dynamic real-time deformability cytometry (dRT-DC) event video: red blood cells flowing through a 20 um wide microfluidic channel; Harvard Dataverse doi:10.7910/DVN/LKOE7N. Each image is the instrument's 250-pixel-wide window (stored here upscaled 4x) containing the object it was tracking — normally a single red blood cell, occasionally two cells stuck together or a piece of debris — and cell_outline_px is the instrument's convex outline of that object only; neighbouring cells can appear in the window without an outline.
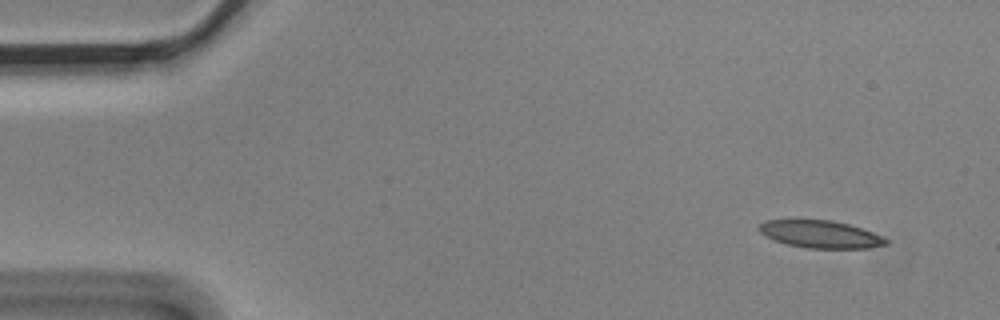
{"species": "Egyptian fruit bat (a non-hibernating species)", "species_latin": "Rousettus aegyptiacus", "temperature_condition": "cold", "stored_images_in_passage": 8, "camera_frame_rate_fps": 3000, "um_per_image_px": 0.085, "animal": {"sex": "male"}, "frame": {"image": 1, "passage_image": 1, "time_ms": 0.0, "image_size_px": [1000, 320], "cell_outline_px": [[888, 244], [868, 248], [804, 248], [784, 244], [760, 232], [760, 224], [768, 220], [792, 216], [832, 220], [848, 224], [872, 232], [888, 240]], "centroid_in_image_um": [69.67, 19.86], "position_along_channel_um": 15.3, "area_um2": 20.92}}
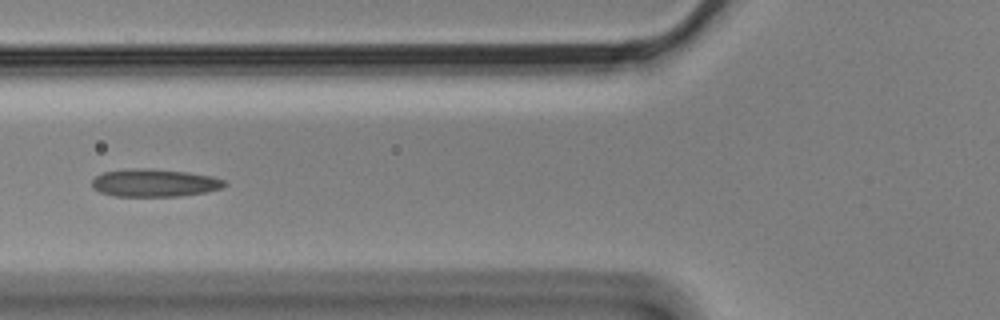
{"frame": {"image": 2, "passage_image": 5, "time_ms": 1.333, "image_size_px": [1000, 320], "cell_outline_px": [[228, 184], [220, 188], [204, 192], [180, 196], [116, 196], [100, 192], [92, 188], [92, 180], [96, 176], [104, 172], [132, 168], [152, 168], [188, 172], [212, 176], [224, 180]], "centroid_in_image_um": [13.12, 15.53], "position_along_channel_um": 112.7, "area_um2": 21.44}}
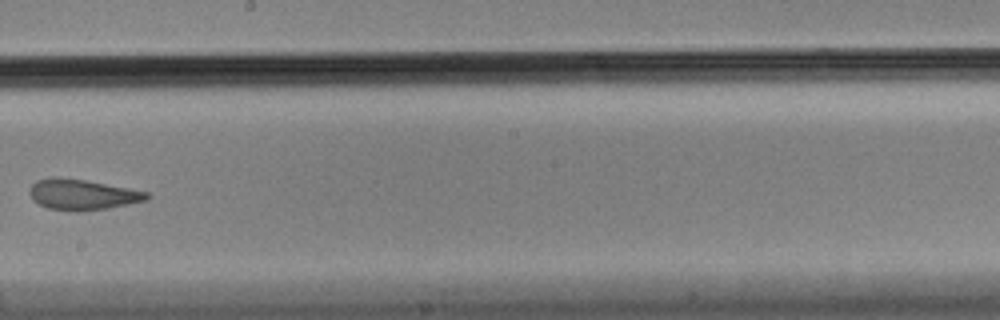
{"frame": {"image": 3, "passage_image": 8, "time_ms": 2.333, "image_size_px": [1000, 320], "cell_outline_px": [[152, 196], [148, 200], [108, 208], [76, 212], [48, 208], [32, 200], [28, 192], [32, 184], [36, 180], [84, 180], [128, 188], [148, 192]], "centroid_in_image_um": [7.06, 16.59], "position_along_channel_um": 241.1, "area_um2": 20.29}}